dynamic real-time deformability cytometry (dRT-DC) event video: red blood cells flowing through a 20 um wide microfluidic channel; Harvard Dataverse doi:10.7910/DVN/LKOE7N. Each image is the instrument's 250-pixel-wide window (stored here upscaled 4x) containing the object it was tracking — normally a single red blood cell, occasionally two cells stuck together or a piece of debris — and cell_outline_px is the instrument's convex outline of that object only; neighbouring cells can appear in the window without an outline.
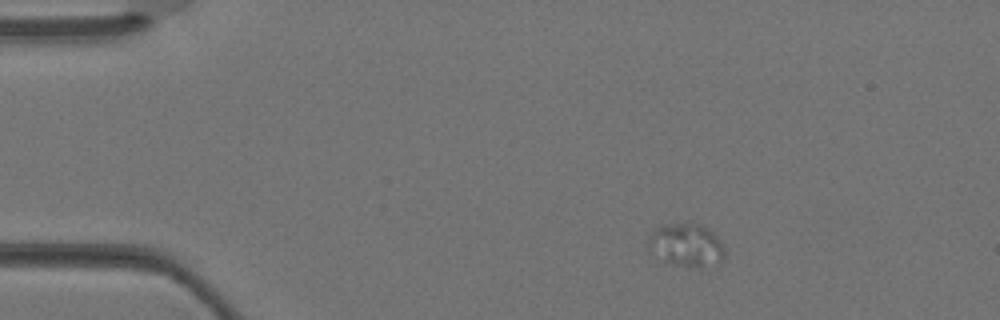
{"species": "Egyptian fruit bat (a non-hibernating species)", "species_latin": "Rousettus aegyptiacus", "temperature_condition": "warm", "stored_images_in_passage": 4, "camera_frame_rate_fps": 3000, "um_per_image_px": 0.085, "animal": {"sex": "female"}, "frame": {"image": 1, "passage_image": 2, "time_ms": 0.333, "image_size_px": [1000, 320], "cell_outline_px": [[724, 256], [720, 260], [700, 268], [692, 268], [676, 264], [664, 260], [648, 252], [648, 236], [652, 228], [660, 224], [696, 224], [712, 232], [724, 244]], "centroid_in_image_um": [58.26, 20.82], "position_along_channel_um": 26.7, "area_um2": 19.13}}
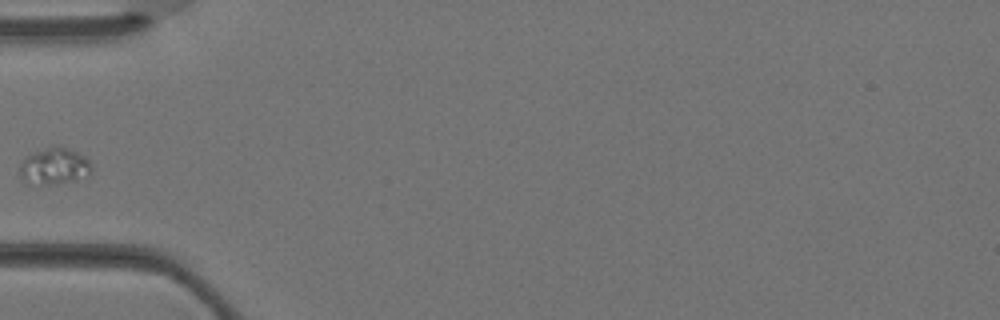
{"frame": {"image": 2, "passage_image": 4, "time_ms": 1.0, "image_size_px": [1000, 320], "cell_outline_px": [[92, 168], [88, 176], [76, 180], [48, 184], [28, 184], [20, 176], [20, 164], [28, 156], [36, 152], [48, 148], [68, 148], [84, 156], [88, 160]], "centroid_in_image_um": [4.62, 14.16], "position_along_channel_um": 80.4, "area_um2": 14.8}}